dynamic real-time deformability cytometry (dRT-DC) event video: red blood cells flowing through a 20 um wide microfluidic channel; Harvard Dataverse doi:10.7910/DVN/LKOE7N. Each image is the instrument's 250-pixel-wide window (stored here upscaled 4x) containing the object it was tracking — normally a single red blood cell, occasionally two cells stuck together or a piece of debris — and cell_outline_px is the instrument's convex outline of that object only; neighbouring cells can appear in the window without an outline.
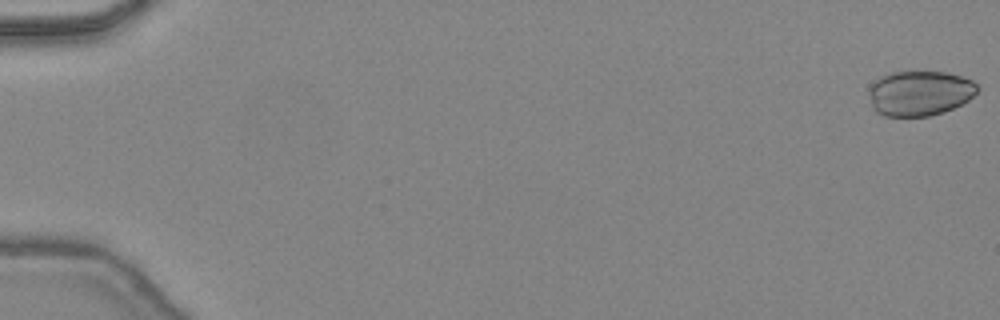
{"species": "common noctule bat (a hibernating species)", "species_latin": "Nyctalus noctula", "temperature_condition": "warm", "stored_images_in_passage": 47, "camera_frame_rate_fps": 3000, "um_per_image_px": 0.085, "animal": {"sex": "female", "body_mass_g": 24.6, "forearm_length_mm": 56.2}, "frame": {"image": 1, "passage_image": 1, "time_ms": 0.0, "image_size_px": [1000, 320], "cell_outline_px": [[980, 88], [968, 100], [952, 108], [928, 116], [884, 116], [876, 112], [872, 108], [868, 92], [868, 84], [880, 76], [892, 72], [944, 72], [960, 76], [972, 80]], "centroid_in_image_um": [78.11, 7.91], "position_along_channel_um": 6.9, "area_um2": 28.55}}
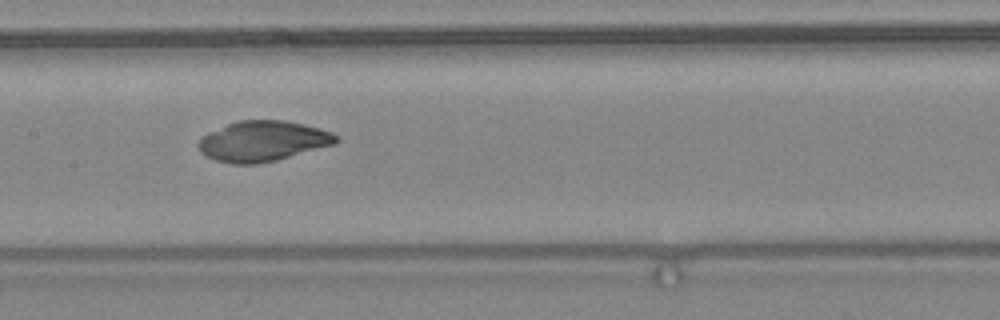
{"frame": {"image": 2, "passage_image": 25, "time_ms": 8.0, "image_size_px": [1000, 320], "cell_outline_px": [[340, 140], [336, 144], [276, 160], [256, 164], [232, 164], [216, 160], [200, 152], [196, 144], [208, 132], [236, 120], [284, 120], [304, 124], [320, 128], [332, 132]], "centroid_in_image_um": [22.35, 11.99], "position_along_channel_um": 185.1, "area_um2": 32.48}}
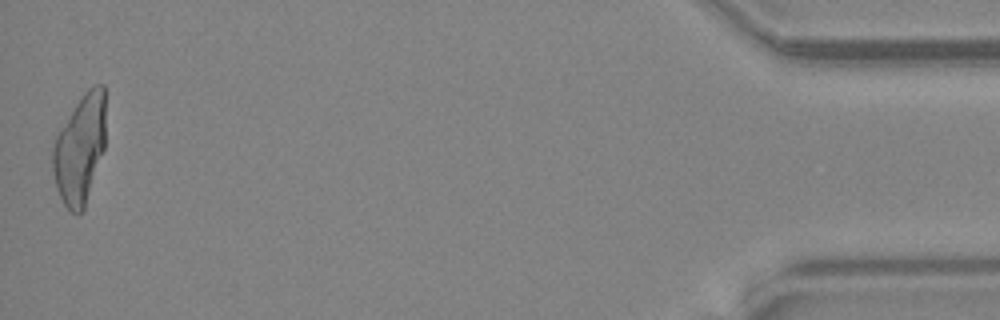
{"frame": {"image": 3, "passage_image": 47, "time_ms": 15.333, "image_size_px": [1000, 320], "cell_outline_px": [[104, 148], [84, 208], [80, 212], [72, 212], [64, 204], [56, 188], [52, 172], [52, 148], [56, 136], [76, 104], [84, 92], [88, 88], [96, 84], [104, 84]], "centroid_in_image_um": [6.77, 12.66], "position_along_channel_um": 428.4, "area_um2": 33.06}}